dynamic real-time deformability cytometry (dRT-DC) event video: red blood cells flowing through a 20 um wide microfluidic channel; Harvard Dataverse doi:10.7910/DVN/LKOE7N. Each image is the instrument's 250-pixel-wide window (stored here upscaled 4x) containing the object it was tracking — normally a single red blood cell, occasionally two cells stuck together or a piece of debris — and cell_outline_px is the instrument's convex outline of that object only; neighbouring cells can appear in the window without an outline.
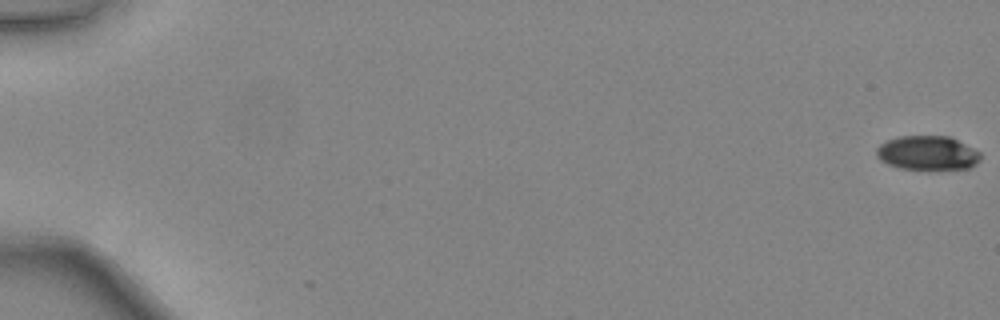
{"species": "common noctule bat (a hibernating species)", "species_latin": "Nyctalus noctula", "temperature_condition": "warm", "stored_images_in_passage": 13, "camera_frame_rate_fps": 3000, "um_per_image_px": 0.085, "animal": {"sex": "female", "body_mass_g": 24.6, "forearm_length_mm": 56.2}, "frame": {"image": 1, "passage_image": 1, "time_ms": 0.0, "image_size_px": [1000, 320], "cell_outline_px": [[980, 160], [976, 164], [968, 168], [900, 168], [888, 164], [880, 160], [876, 156], [876, 148], [880, 144], [888, 140], [900, 136], [948, 136], [980, 152]], "centroid_in_image_um": [78.8, 12.99], "position_along_channel_um": 6.2, "area_um2": 20.29}}